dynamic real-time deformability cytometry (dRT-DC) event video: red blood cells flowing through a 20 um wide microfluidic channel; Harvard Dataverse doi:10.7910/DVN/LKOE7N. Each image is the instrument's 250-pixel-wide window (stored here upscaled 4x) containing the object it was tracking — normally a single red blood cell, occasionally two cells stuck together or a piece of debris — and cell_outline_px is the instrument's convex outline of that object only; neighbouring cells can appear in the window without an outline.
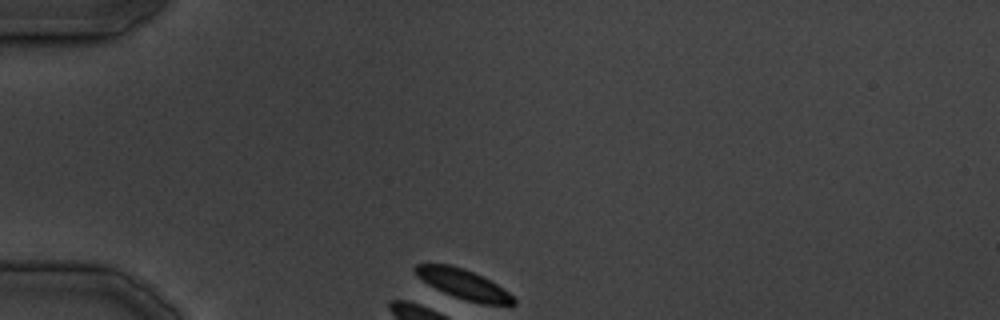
{"species": "common noctule bat (a hibernating species)", "species_latin": "Nyctalus noctula", "temperature_condition": "cold", "stored_images_in_passage": 2, "camera_frame_rate_fps": 3000, "um_per_image_px": 0.085, "animal": {"sex": "male", "body_mass_g": 19.5, "forearm_length_mm": 54.6}, "frame": {"image": 1, "passage_image": 1, "time_ms": 0.0, "image_size_px": [1000, 320], "cell_outline_px": [[516, 304], [484, 304], [468, 300], [444, 292], [428, 284], [412, 268], [416, 264], [452, 264], [464, 268], [484, 276], [508, 292], [516, 300]], "centroid_in_image_um": [39.41, 24.12], "position_along_channel_um": 45.6, "area_um2": 16.65}}